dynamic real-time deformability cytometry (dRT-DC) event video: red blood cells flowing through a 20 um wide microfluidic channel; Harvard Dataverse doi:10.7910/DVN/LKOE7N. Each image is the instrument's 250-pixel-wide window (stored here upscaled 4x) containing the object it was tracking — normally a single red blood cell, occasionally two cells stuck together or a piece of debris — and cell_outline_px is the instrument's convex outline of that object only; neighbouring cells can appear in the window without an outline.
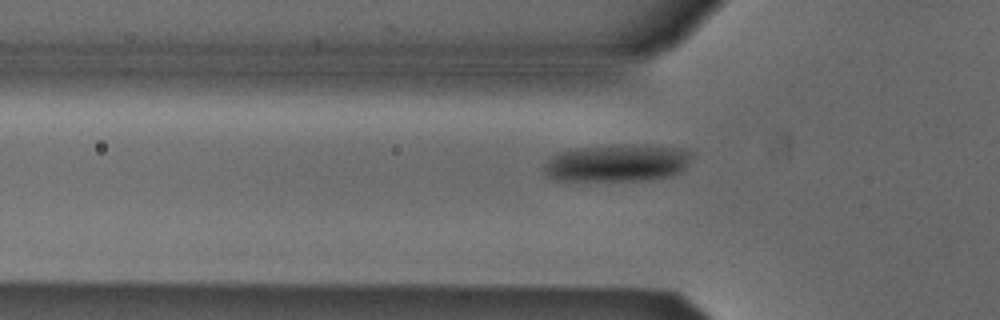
{"species": "Egyptian fruit bat (a non-hibernating species)", "species_latin": "Rousettus aegyptiacus", "temperature_condition": "cold", "stored_images_in_passage": 33, "camera_frame_rate_fps": 3000, "um_per_image_px": 0.085, "animal": {"sex": "male"}, "frame": {"image": 1, "passage_image": 2, "time_ms": 0.333, "image_size_px": [1000, 320], "cell_outline_px": [[692, 156], [684, 168], [680, 172], [672, 176], [652, 180], [556, 180], [548, 176], [544, 172], [544, 164], [552, 156], [560, 152], [576, 148], [608, 144], [632, 144], [680, 148], [692, 152]], "centroid_in_image_um": [52.47, 13.84], "position_along_channel_um": 73.3, "area_um2": 32.37}}
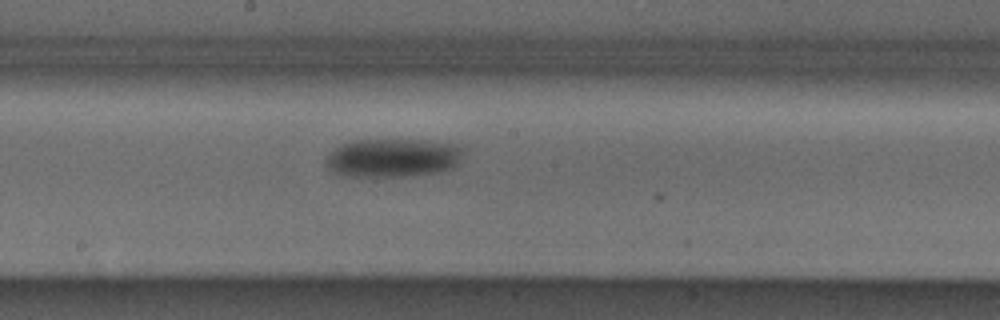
{"frame": {"image": 2, "passage_image": 13, "time_ms": 4.0, "image_size_px": [1000, 320], "cell_outline_px": [[464, 156], [456, 168], [440, 172], [412, 176], [344, 176], [332, 172], [328, 168], [324, 160], [336, 148], [352, 140], [428, 140], [464, 144]], "centroid_in_image_um": [33.52, 13.41], "position_along_channel_um": 214.7, "area_um2": 31.62}}
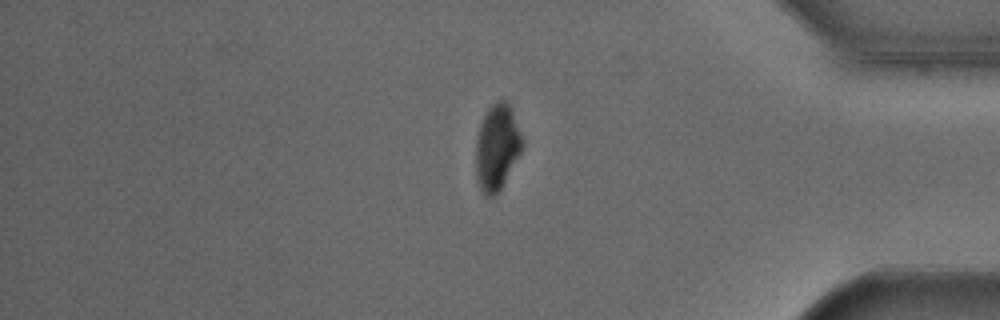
{"frame": {"image": 3, "passage_image": 29, "time_ms": 9.333, "image_size_px": [1000, 320], "cell_outline_px": [[524, 148], [496, 196], [484, 196], [480, 188], [476, 176], [476, 140], [480, 124], [488, 108], [496, 100], [508, 100], [524, 144]], "centroid_in_image_um": [42.25, 12.52], "position_along_channel_um": 393.0, "area_um2": 23.29}}